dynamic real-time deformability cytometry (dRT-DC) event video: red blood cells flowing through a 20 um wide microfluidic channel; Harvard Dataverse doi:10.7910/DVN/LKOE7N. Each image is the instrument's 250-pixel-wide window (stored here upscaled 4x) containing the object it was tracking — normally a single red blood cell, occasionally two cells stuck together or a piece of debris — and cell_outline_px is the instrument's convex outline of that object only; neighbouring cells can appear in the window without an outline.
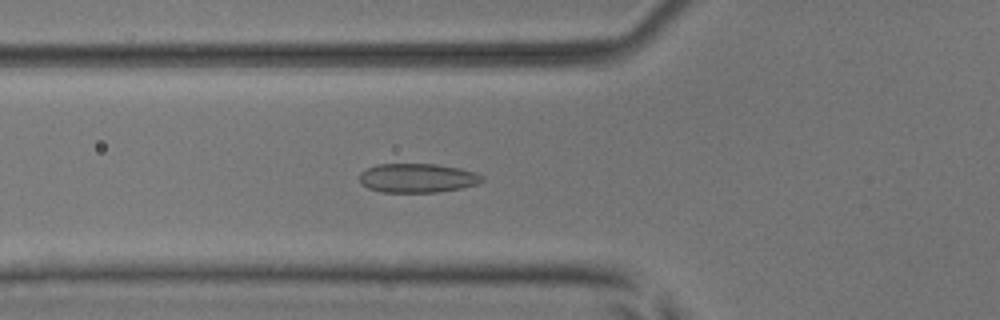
{"species": "common noctule bat (a hibernating species)", "species_latin": "Nyctalus noctula", "temperature_condition": "room temperature", "stored_images_in_passage": 53, "camera_frame_rate_fps": 3000, "um_per_image_px": 0.085, "animal": {"sex": "male", "body_mass_g": 17.9, "forearm_length_mm": 54.2}, "frame": {"image": 1, "passage_image": 20, "time_ms": 6.333, "image_size_px": [1000, 320], "cell_outline_px": [[484, 180], [480, 184], [460, 188], [436, 192], [380, 192], [368, 188], [360, 184], [360, 172], [376, 164], [436, 164], [460, 168], [476, 172], [484, 176]], "centroid_in_image_um": [35.5, 15.13], "position_along_channel_um": 90.3, "area_um2": 20.98}}
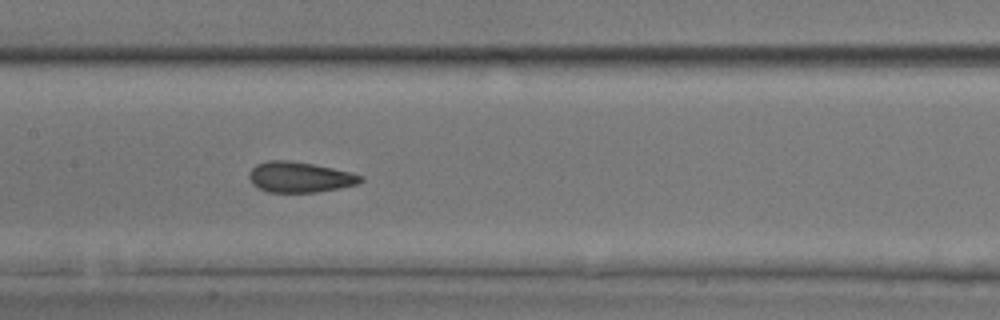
{"frame": {"image": 2, "passage_image": 27, "time_ms": 8.667, "image_size_px": [1000, 320], "cell_outline_px": [[364, 180], [356, 184], [316, 192], [268, 192], [252, 184], [248, 176], [248, 172], [256, 164], [268, 160], [288, 160], [312, 164], [332, 168], [364, 176]], "centroid_in_image_um": [25.43, 15.05], "position_along_channel_um": 182.0, "area_um2": 19.65}}
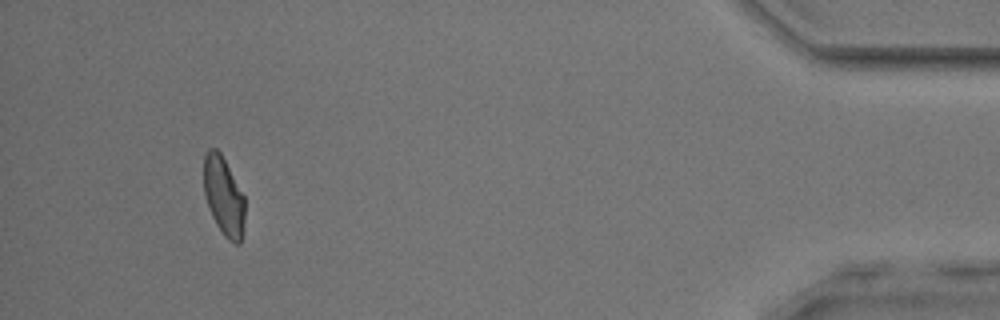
{"frame": {"image": 3, "passage_image": 50, "time_ms": 16.333, "image_size_px": [1000, 320], "cell_outline_px": [[244, 220], [240, 244], [236, 244], [228, 240], [224, 236], [216, 224], [212, 216], [204, 192], [204, 152], [208, 148], [216, 148], [220, 152], [244, 196]], "centroid_in_image_um": [19.0, 16.66], "position_along_channel_um": 416.2, "area_um2": 18.67}, "authors_computed_cell_mechanics": {"area_um2": 19.8254, "velocity_mm_per_s": 3.9201, "shape_relaxation_time_tau1_ms": 6.1033, "shape_relaxation_time_tau2_ms": 1.3098, "deformation_change_tau1": 0.126, "deformation_change_tau2": 0.0718}}